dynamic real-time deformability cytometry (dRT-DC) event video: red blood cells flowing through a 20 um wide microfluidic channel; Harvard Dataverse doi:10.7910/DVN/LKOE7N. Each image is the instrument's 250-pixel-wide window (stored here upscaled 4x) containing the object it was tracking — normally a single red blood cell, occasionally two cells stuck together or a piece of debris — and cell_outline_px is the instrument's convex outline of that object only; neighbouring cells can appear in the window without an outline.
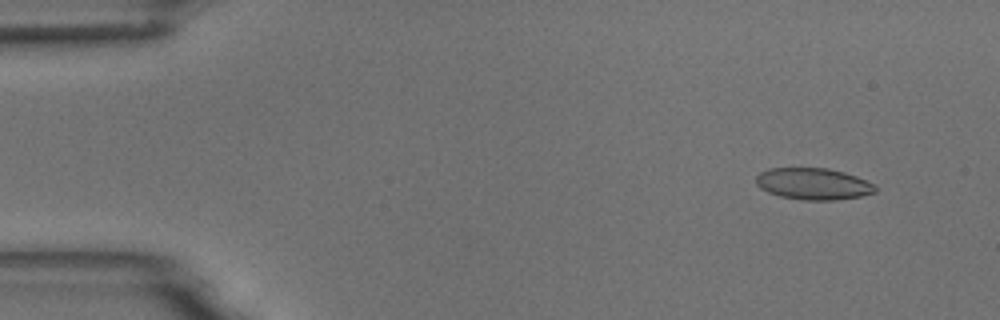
{"species": "common noctule bat (a hibernating species)", "species_latin": "Nyctalus noctula", "temperature_condition": "room temperature", "stored_images_in_passage": 6, "segment_of_instrument_passage": [1, 2], "camera_frame_rate_fps": 3000, "um_per_image_px": 0.085, "animal": {"sex": "male", "body_mass_g": 18.8}, "frame": {"image": 1, "passage_image": 2, "time_ms": 1.0, "image_size_px": [1000, 320], "cell_outline_px": [[876, 192], [860, 196], [836, 200], [804, 200], [780, 196], [768, 192], [760, 188], [756, 184], [756, 176], [760, 172], [768, 168], [828, 168], [844, 172], [856, 176], [876, 184]], "centroid_in_image_um": [69.13, 15.62], "position_along_channel_um": 15.9, "area_um2": 22.08}}
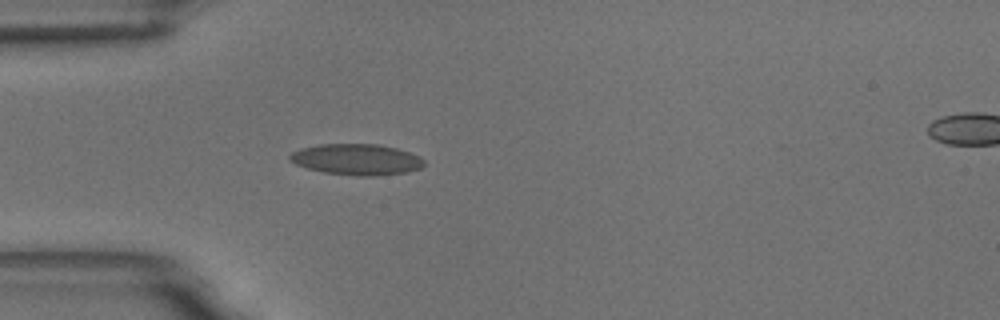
{"frame": {"image": 2, "passage_image": 5, "time_ms": 4.667, "image_size_px": [1000, 320], "cell_outline_px": [[424, 164], [420, 168], [408, 172], [376, 176], [356, 176], [324, 172], [308, 168], [296, 164], [288, 160], [288, 156], [292, 152], [300, 148], [320, 144], [376, 144], [396, 148], [420, 156], [424, 160]], "centroid_in_image_um": [30.3, 13.55], "position_along_channel_um": 54.7, "area_um2": 24.33}}